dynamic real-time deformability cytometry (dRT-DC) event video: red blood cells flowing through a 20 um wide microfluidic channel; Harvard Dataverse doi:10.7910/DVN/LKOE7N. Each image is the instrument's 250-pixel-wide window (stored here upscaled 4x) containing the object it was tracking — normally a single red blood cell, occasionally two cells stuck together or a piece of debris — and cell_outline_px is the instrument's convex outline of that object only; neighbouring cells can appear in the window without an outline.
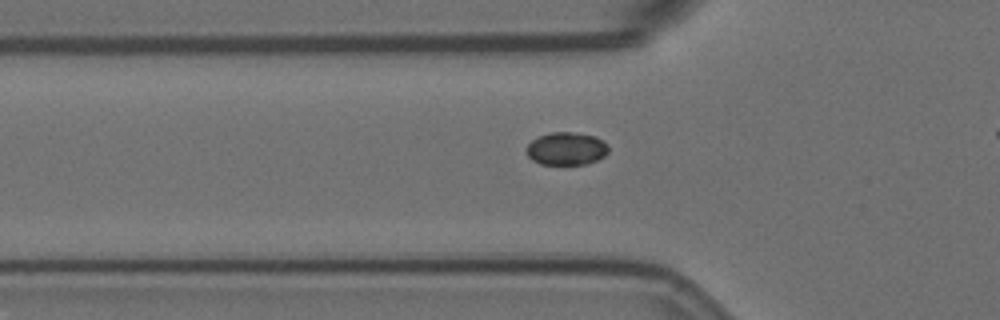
{"species": "Egyptian fruit bat (a non-hibernating species)", "species_latin": "Rousettus aegyptiacus", "temperature_condition": "room temperature", "stored_images_in_passage": 34, "camera_frame_rate_fps": 3000, "um_per_image_px": 0.085, "animal": {"sex": "female"}, "frame": {"image": 1, "passage_image": 3, "time_ms": 0.667, "image_size_px": [1000, 320], "cell_outline_px": [[608, 152], [604, 156], [588, 164], [540, 164], [532, 160], [528, 156], [528, 144], [532, 140], [540, 136], [552, 132], [572, 132], [596, 136], [608, 144]], "centroid_in_image_um": [48.17, 12.63], "position_along_channel_um": 77.6, "area_um2": 15.61}}
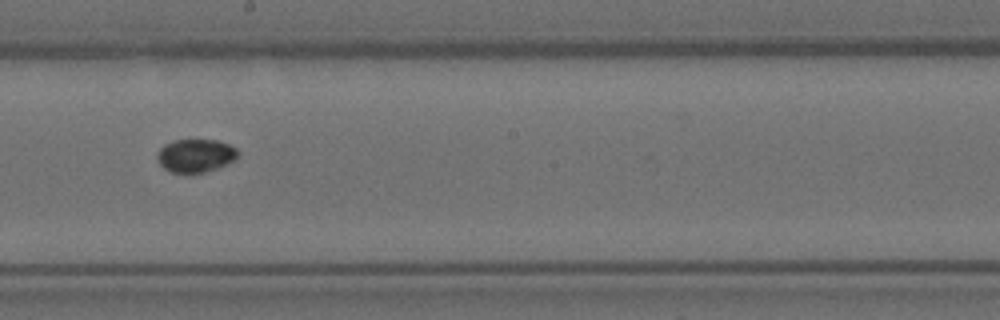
{"frame": {"image": 2, "passage_image": 16, "time_ms": 5.0, "image_size_px": [1000, 320], "cell_outline_px": [[240, 152], [232, 160], [216, 168], [204, 172], [172, 172], [164, 168], [160, 164], [156, 156], [156, 152], [164, 144], [176, 140], [216, 140], [228, 144], [236, 148]], "centroid_in_image_um": [16.58, 13.21], "position_along_channel_um": 231.6, "area_um2": 15.32}}
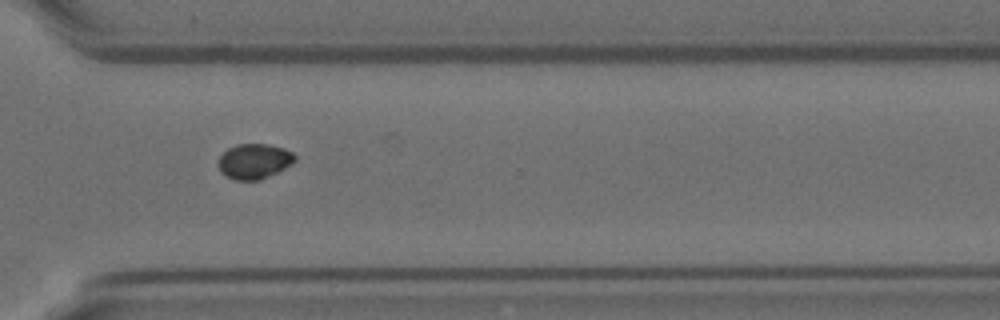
{"frame": {"image": 3, "passage_image": 26, "time_ms": 8.333, "image_size_px": [1000, 320], "cell_outline_px": [[296, 160], [292, 164], [260, 180], [236, 180], [220, 172], [220, 156], [228, 148], [236, 144], [268, 144], [284, 148], [292, 152], [296, 156]], "centroid_in_image_um": [21.64, 13.69], "position_along_channel_um": 349.0, "area_um2": 15.49}, "authors_computed_cell_mechanics": {"area_um2": 16.0684, "velocity_mm_per_s": 3.5298, "shape_relaxation_time_tau1_ms": null, "shape_relaxation_time_tau2_ms": 3.8551, "deformation_change_tau1": null, "deformation_change_tau2": 0.0237}}